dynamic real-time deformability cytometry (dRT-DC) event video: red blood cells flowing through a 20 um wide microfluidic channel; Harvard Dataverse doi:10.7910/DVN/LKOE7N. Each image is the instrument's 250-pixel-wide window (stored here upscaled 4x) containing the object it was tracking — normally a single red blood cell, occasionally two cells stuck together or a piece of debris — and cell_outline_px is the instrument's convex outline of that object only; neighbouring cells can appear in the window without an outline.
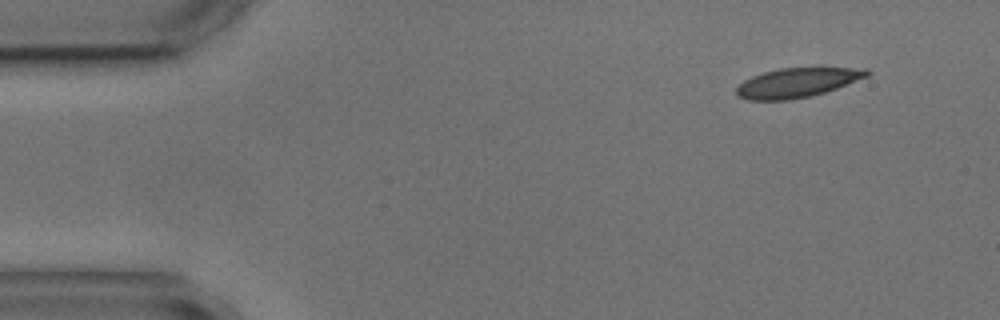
{"species": "common noctule bat (a hibernating species)", "species_latin": "Nyctalus noctula", "temperature_condition": "cold", "stored_images_in_passage": 6, "camera_frame_rate_fps": 3000, "um_per_image_px": 0.085, "animal": {"sex": "male", "body_mass_g": 17.9, "forearm_length_mm": 54.2}, "frame": {"image": 1, "passage_image": 1, "time_ms": 0.0, "image_size_px": [1000, 320], "cell_outline_px": [[872, 72], [868, 76], [836, 88], [812, 96], [788, 100], [748, 100], [736, 96], [736, 88], [744, 80], [752, 76], [764, 72], [780, 68], [868, 68]], "centroid_in_image_um": [67.75, 7.03], "position_along_channel_um": 17.3, "area_um2": 22.31}}
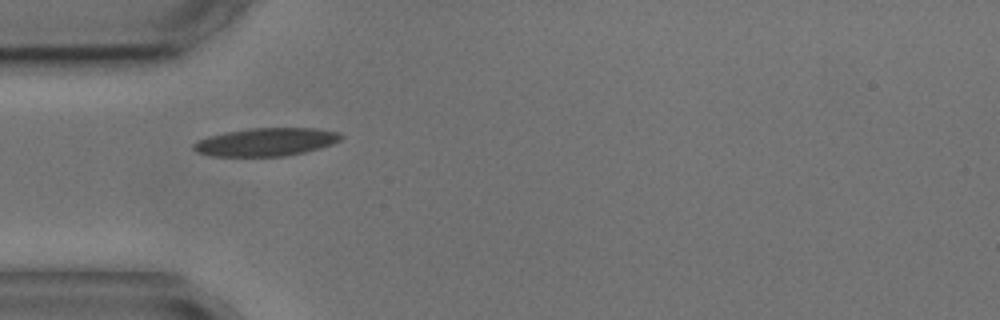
{"frame": {"image": 2, "passage_image": 4, "time_ms": 3.667, "image_size_px": [1000, 320], "cell_outline_px": [[344, 136], [340, 140], [332, 144], [320, 148], [304, 152], [284, 156], [208, 156], [196, 152], [192, 148], [192, 144], [208, 136], [224, 132], [248, 128], [316, 128], [340, 132]], "centroid_in_image_um": [22.61, 12.06], "position_along_channel_um": 62.4, "area_um2": 24.28}}